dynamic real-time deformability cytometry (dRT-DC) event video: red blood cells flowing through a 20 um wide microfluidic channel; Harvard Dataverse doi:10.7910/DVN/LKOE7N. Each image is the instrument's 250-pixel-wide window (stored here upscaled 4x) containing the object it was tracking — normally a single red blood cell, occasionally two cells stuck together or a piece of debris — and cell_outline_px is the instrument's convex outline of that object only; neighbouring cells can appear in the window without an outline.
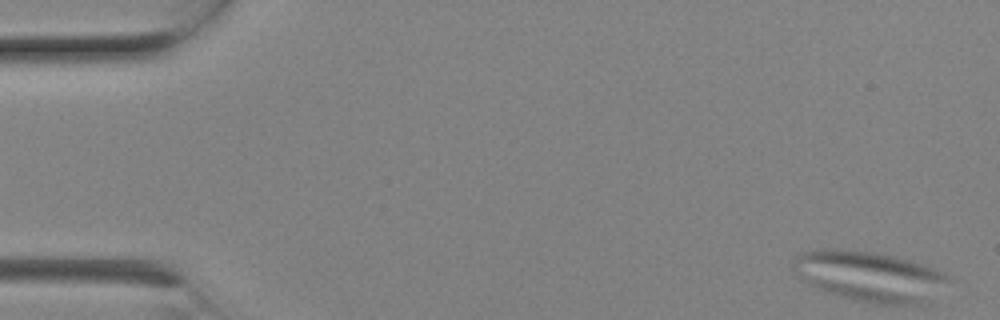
{"species": "Egyptian fruit bat (a non-hibernating species)", "species_latin": "Rousettus aegyptiacus", "temperature_condition": "room temperature", "stored_images_in_passage": 6, "camera_frame_rate_fps": 3000, "um_per_image_px": 0.085, "animal": {"sex": "female"}, "frame": {"image": 1, "passage_image": 1, "time_ms": 0.0, "image_size_px": [1000, 320], "cell_outline_px": [[956, 280], [920, 304], [880, 304], [856, 300], [836, 296], [824, 292], [816, 288], [804, 280], [792, 268], [792, 256], [800, 252], [828, 248], [840, 248], [872, 252], [892, 256], [936, 268]], "centroid_in_image_um": [73.9, 23.47], "position_along_channel_um": 11.1, "area_um2": 45.72}}
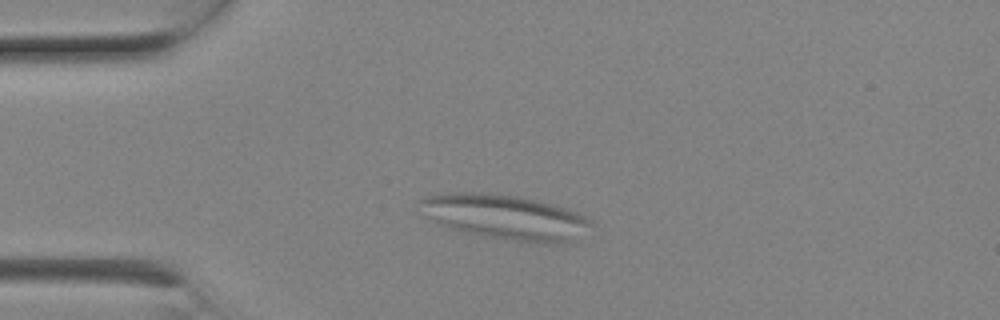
{"frame": {"image": 2, "passage_image": 5, "time_ms": 1.333, "image_size_px": [1000, 320], "cell_outline_px": [[592, 224], [572, 240], [548, 244], [544, 244], [512, 240], [488, 236], [468, 232], [452, 228], [440, 224], [432, 216], [420, 200], [428, 196], [452, 192], [480, 192], [516, 196], [536, 200], [564, 208], [576, 212], [592, 220]], "centroid_in_image_um": [43.03, 18.44], "position_along_channel_um": 42.0, "area_um2": 43.06}}